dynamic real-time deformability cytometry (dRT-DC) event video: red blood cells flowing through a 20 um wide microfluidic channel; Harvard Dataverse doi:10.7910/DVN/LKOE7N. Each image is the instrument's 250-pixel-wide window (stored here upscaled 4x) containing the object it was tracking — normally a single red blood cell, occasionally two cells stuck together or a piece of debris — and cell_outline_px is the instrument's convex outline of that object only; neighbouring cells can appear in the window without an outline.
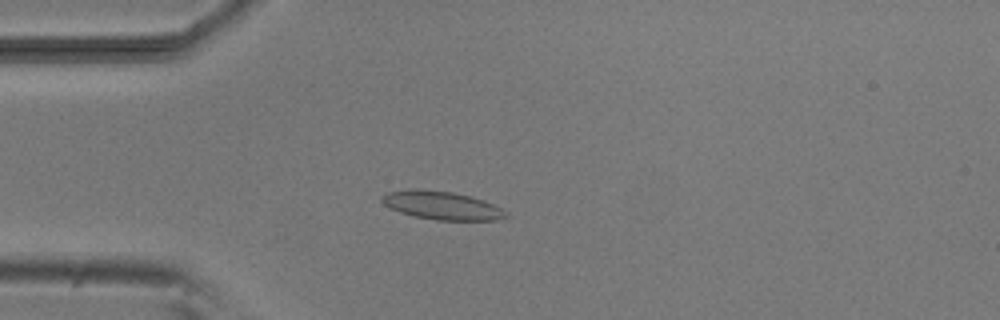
{"species": "common noctule bat (a hibernating species)", "species_latin": "Nyctalus noctula", "temperature_condition": "room temperature", "stored_images_in_passage": 5, "camera_frame_rate_fps": 3000, "um_per_image_px": 0.085, "animal": {"sex": "male", "body_mass_g": 20.5, "forearm_length_mm": 52.5}, "frame": {"image": 1, "passage_image": 4, "time_ms": 3.667, "image_size_px": [1000, 320], "cell_outline_px": [[508, 216], [496, 220], [436, 220], [412, 216], [400, 212], [384, 204], [380, 200], [380, 196], [388, 192], [416, 188], [452, 192], [472, 196], [484, 200], [508, 212]], "centroid_in_image_um": [37.54, 17.46], "position_along_channel_um": 47.5, "area_um2": 20.52}}